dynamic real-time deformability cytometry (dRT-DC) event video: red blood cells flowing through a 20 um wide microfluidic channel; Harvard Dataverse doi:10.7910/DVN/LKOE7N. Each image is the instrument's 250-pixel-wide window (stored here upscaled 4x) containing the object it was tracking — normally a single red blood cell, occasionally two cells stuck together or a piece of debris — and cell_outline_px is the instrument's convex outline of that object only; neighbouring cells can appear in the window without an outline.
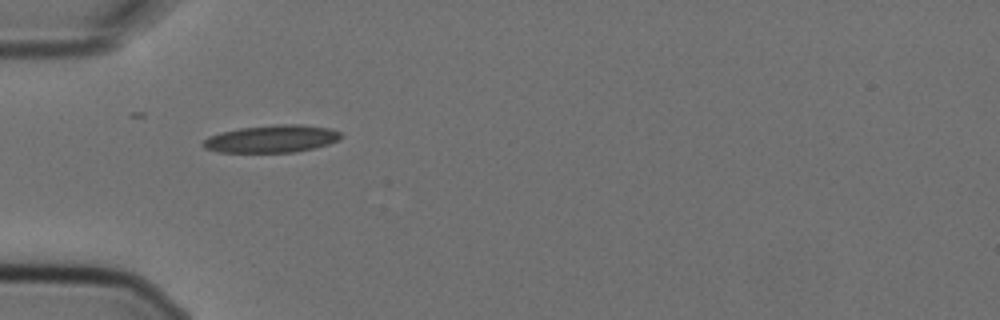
{"species": "Egyptian fruit bat (a non-hibernating species)", "species_latin": "Rousettus aegyptiacus", "temperature_condition": "cold", "stored_images_in_passage": 8, "camera_frame_rate_fps": 3000, "um_per_image_px": 0.085, "animal": {"sex": "female"}, "frame": {"image": 1, "passage_image": 3, "time_ms": 0.667, "image_size_px": [1000, 320], "cell_outline_px": [[344, 136], [340, 140], [328, 144], [296, 152], [216, 152], [204, 148], [200, 144], [208, 136], [220, 132], [240, 128], [276, 124], [304, 124], [332, 128], [340, 132]], "centroid_in_image_um": [23.11, 11.79], "position_along_channel_um": 61.9, "area_um2": 22.37}}
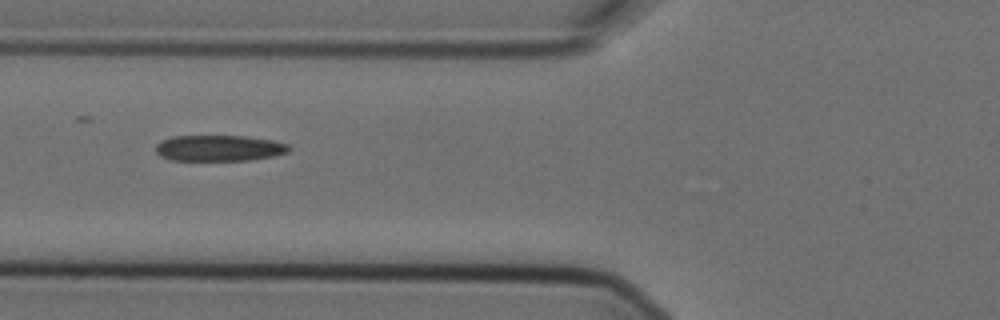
{"frame": {"image": 2, "passage_image": 4, "time_ms": 1.0, "image_size_px": [1000, 320], "cell_outline_px": [[292, 148], [288, 152], [272, 156], [248, 160], [172, 160], [160, 156], [156, 152], [156, 144], [172, 136], [248, 136], [272, 140], [288, 144]], "centroid_in_image_um": [18.64, 12.58], "position_along_channel_um": 107.2, "area_um2": 20.11}}
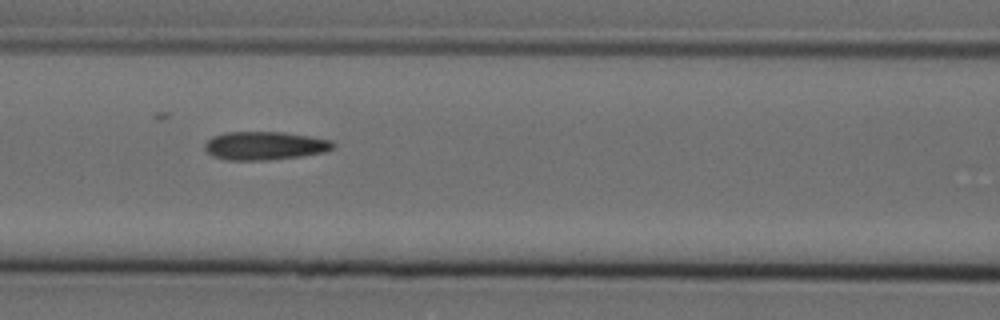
{"frame": {"image": 3, "passage_image": 5, "time_ms": 1.333, "image_size_px": [1000, 320], "cell_outline_px": [[336, 144], [332, 148], [324, 152], [300, 156], [268, 160], [228, 160], [212, 156], [204, 148], [204, 144], [212, 136], [224, 132], [284, 132], [332, 140]], "centroid_in_image_um": [22.48, 12.38], "position_along_channel_um": 144.1, "area_um2": 21.21}}